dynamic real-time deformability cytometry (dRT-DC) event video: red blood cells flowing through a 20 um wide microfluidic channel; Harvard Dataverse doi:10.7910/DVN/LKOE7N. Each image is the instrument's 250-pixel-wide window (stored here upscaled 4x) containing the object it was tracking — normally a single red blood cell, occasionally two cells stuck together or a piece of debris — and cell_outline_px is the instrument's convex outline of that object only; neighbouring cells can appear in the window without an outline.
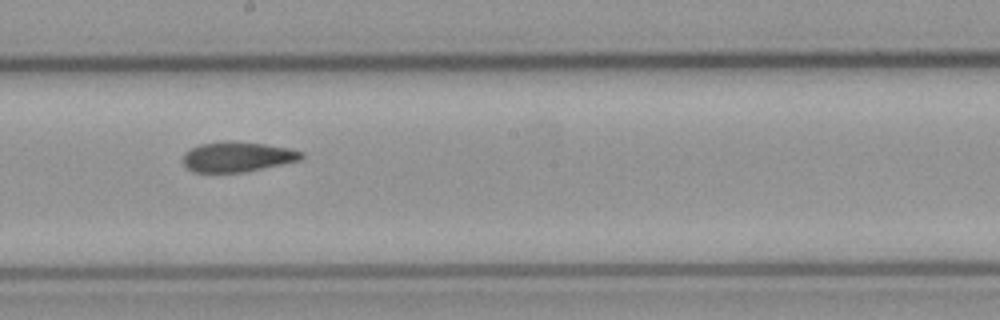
{"species": "common noctule bat (a hibernating species)", "species_latin": "Nyctalus noctula", "temperature_condition": "cold", "stored_images_in_passage": 9, "camera_frame_rate_fps": 3000, "um_per_image_px": 0.085, "animal": {"sex": "male", "body_mass_g": 23.1, "forearm_length_mm": 52.7}, "frame": {"image": 1, "passage_image": 7, "time_ms": 7.667, "image_size_px": [1000, 320], "cell_outline_px": [[304, 156], [300, 160], [244, 172], [192, 172], [184, 168], [184, 152], [200, 144], [224, 140], [232, 140], [264, 144], [292, 148], [304, 152]], "centroid_in_image_um": [20.17, 13.31], "position_along_channel_um": 228.0, "area_um2": 20.98}}
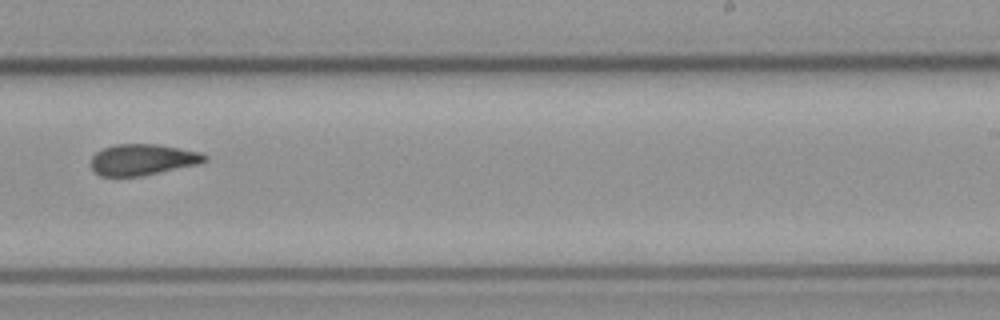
{"frame": {"image": 2, "passage_image": 8, "time_ms": 9.0, "image_size_px": [1000, 320], "cell_outline_px": [[208, 160], [200, 164], [140, 176], [100, 176], [92, 168], [92, 156], [100, 148], [116, 144], [156, 144], [180, 148], [200, 152], [208, 156]], "centroid_in_image_um": [12.14, 13.56], "position_along_channel_um": 276.9, "area_um2": 20.69}}
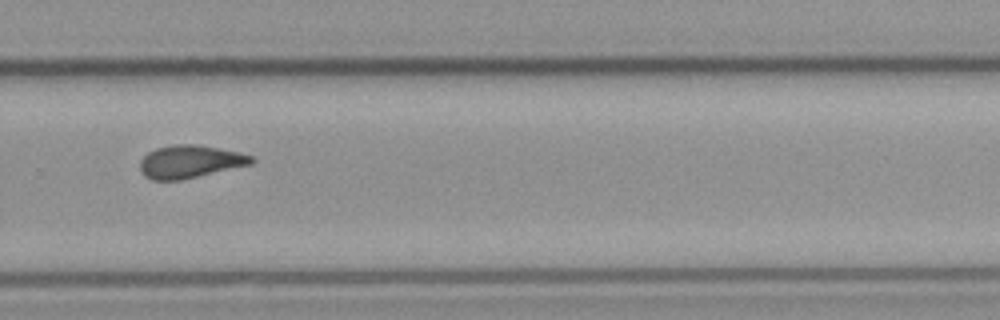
{"frame": {"image": 3, "passage_image": 9, "time_ms": 10.0, "image_size_px": [1000, 320], "cell_outline_px": [[256, 160], [252, 164], [180, 180], [152, 180], [144, 176], [140, 172], [140, 160], [148, 152], [156, 148], [176, 144], [196, 144], [240, 152], [252, 156]], "centroid_in_image_um": [16.14, 13.74], "position_along_channel_um": 313.7, "area_um2": 21.33}}